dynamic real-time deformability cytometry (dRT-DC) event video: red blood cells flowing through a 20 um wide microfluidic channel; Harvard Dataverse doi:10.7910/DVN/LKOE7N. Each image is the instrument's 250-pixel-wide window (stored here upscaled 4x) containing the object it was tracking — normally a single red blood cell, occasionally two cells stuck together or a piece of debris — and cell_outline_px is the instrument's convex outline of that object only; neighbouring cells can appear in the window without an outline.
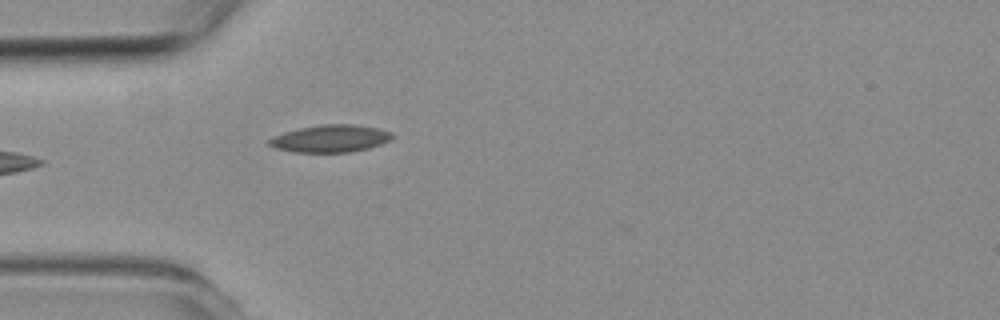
{"species": "common noctule bat (a hibernating species)", "species_latin": "Nyctalus noctula", "temperature_condition": "room temperature", "stored_images_in_passage": 5, "camera_frame_rate_fps": 3000, "um_per_image_px": 0.085, "animal": {"sex": "female", "body_mass_g": 19.3, "forearm_length_mm": 54.1}, "frame": {"image": 1, "passage_image": 5, "time_ms": 4.667, "image_size_px": [1000, 320], "cell_outline_px": [[396, 136], [380, 144], [368, 148], [352, 152], [296, 152], [276, 148], [268, 144], [268, 140], [272, 136], [284, 132], [300, 128], [320, 124], [352, 124], [376, 128], [392, 132]], "centroid_in_image_um": [28.08, 11.77], "position_along_channel_um": 56.9, "area_um2": 19.54}}